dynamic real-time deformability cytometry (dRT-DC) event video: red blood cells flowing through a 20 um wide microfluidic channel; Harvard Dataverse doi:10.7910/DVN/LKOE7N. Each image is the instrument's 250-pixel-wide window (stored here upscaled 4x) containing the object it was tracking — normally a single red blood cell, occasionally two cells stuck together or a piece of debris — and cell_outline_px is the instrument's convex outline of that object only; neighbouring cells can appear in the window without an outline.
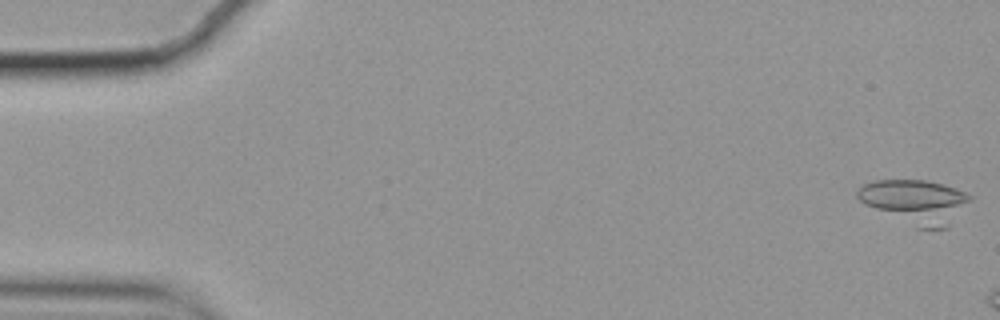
{"species": "common noctule bat (a hibernating species)", "species_latin": "Nyctalus noctula", "temperature_condition": "cold", "stored_images_in_passage": 7, "camera_frame_rate_fps": 3000, "um_per_image_px": 0.085, "animal": {"sex": "female", "body_mass_g": 19.9}, "frame": {"image": 1, "passage_image": 1, "time_ms": 0.0, "image_size_px": [1000, 320], "cell_outline_px": [[972, 200], [948, 228], [916, 228], [864, 204], [856, 196], [856, 192], [864, 184], [876, 180], [924, 180], [944, 184], [956, 188], [972, 196]], "centroid_in_image_um": [77.84, 17.14], "position_along_channel_um": 7.2, "area_um2": 28.84}}